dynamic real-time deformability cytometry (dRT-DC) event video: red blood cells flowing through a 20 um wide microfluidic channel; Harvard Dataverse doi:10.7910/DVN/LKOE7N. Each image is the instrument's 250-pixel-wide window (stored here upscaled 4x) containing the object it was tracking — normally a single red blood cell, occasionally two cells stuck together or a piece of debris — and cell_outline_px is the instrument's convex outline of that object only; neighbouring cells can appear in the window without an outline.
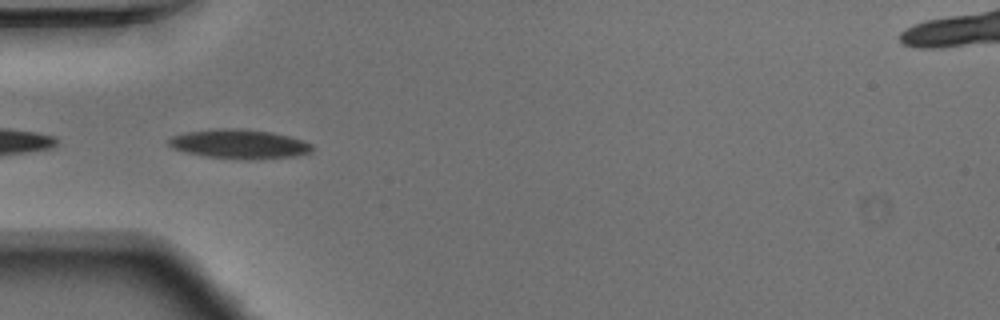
{"species": "Egyptian fruit bat (a non-hibernating species)", "species_latin": "Rousettus aegyptiacus", "temperature_condition": "warm", "stored_images_in_passage": 9, "camera_frame_rate_fps": 3000, "um_per_image_px": 0.085, "animal": {"sex": "male"}, "frame": {"image": 1, "passage_image": 4, "time_ms": 1.0, "image_size_px": [1000, 320], "cell_outline_px": [[312, 152], [292, 156], [248, 160], [204, 156], [184, 152], [172, 148], [168, 144], [168, 140], [172, 136], [188, 132], [216, 128], [244, 128], [272, 132], [304, 140], [312, 144]], "centroid_in_image_um": [20.33, 12.24], "position_along_channel_um": 64.7, "area_um2": 24.57}}
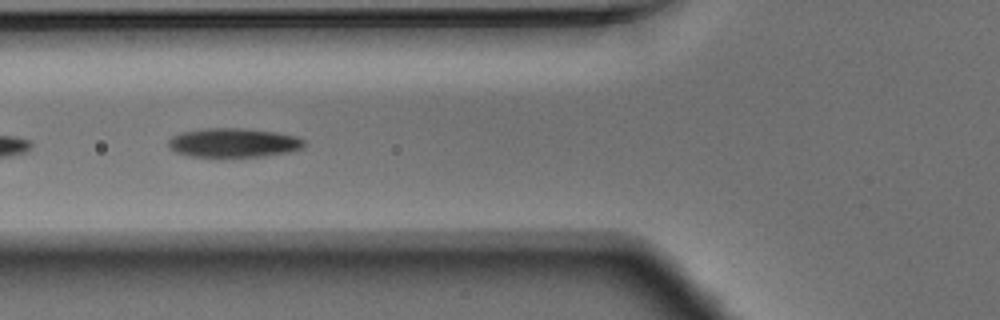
{"frame": {"image": 2, "passage_image": 7, "time_ms": 2.0, "image_size_px": [1000, 320], "cell_outline_px": [[304, 144], [300, 148], [288, 152], [264, 156], [188, 156], [176, 152], [168, 148], [168, 140], [172, 136], [180, 132], [204, 128], [244, 128], [276, 132], [296, 136], [304, 140]], "centroid_in_image_um": [19.8, 12.12], "position_along_channel_um": 106.0, "area_um2": 22.95}}